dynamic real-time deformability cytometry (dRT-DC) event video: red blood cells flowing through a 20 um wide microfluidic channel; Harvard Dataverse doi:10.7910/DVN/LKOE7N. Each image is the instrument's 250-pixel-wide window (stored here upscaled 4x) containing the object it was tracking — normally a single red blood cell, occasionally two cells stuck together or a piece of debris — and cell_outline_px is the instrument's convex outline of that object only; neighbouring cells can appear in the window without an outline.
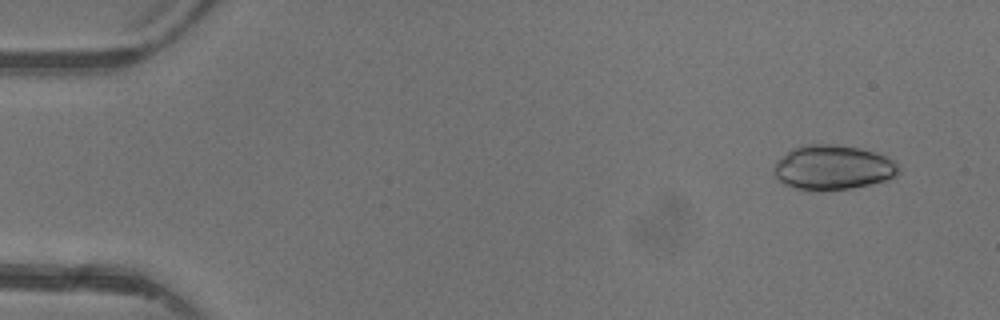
{"species": "common noctule bat (a hibernating species)", "species_latin": "Nyctalus noctula", "temperature_condition": "warm", "stored_images_in_passage": 4, "camera_frame_rate_fps": 3000, "um_per_image_px": 0.085, "animal": {"sex": "female"}, "frame": {"image": 1, "passage_image": 2, "time_ms": 1.0, "image_size_px": [1000, 320], "cell_outline_px": [[900, 172], [896, 176], [888, 180], [848, 188], [812, 192], [796, 188], [784, 184], [776, 180], [776, 164], [792, 148], [804, 144], [836, 144], [860, 148], [888, 156], [896, 160], [900, 168]], "centroid_in_image_um": [70.85, 14.24], "position_along_channel_um": 14.1, "area_um2": 32.6}}
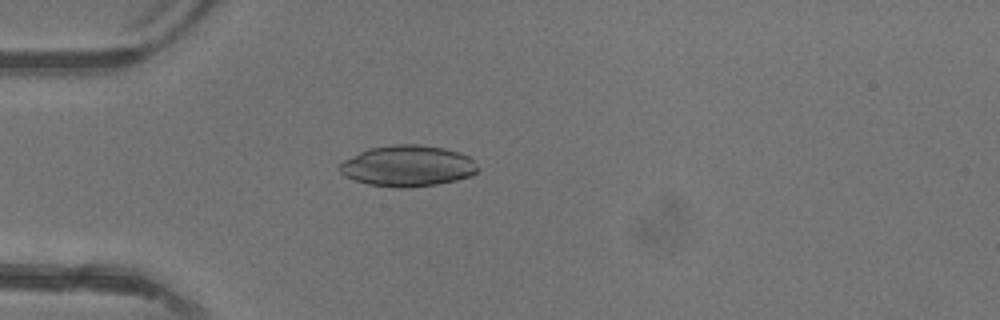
{"frame": {"image": 2, "passage_image": 4, "time_ms": 4.333, "image_size_px": [1000, 320], "cell_outline_px": [[480, 168], [472, 176], [456, 180], [436, 184], [408, 188], [400, 188], [368, 184], [344, 176], [340, 172], [340, 164], [344, 160], [368, 148], [392, 144], [420, 144], [444, 148], [460, 152], [468, 156]], "centroid_in_image_um": [34.67, 14.1], "position_along_channel_um": 50.3, "area_um2": 33.12}}